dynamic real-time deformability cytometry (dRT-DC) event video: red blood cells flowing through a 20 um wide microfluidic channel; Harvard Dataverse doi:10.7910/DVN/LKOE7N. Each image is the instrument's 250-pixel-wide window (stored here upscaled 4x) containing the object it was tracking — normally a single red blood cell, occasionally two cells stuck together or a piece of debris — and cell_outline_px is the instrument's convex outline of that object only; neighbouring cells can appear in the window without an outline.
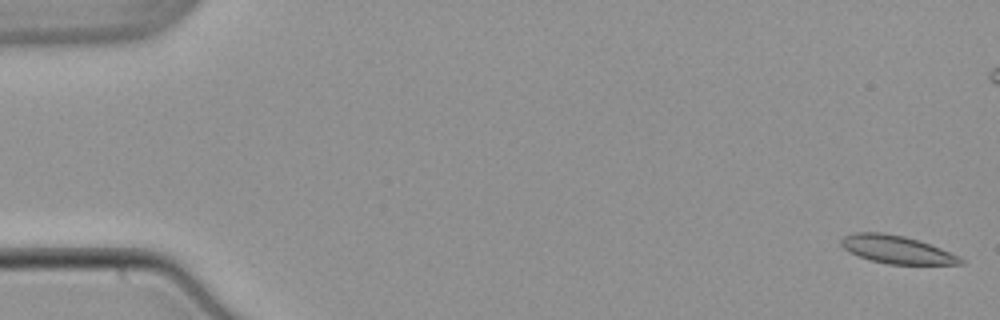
{"species": "common noctule bat (a hibernating species)", "species_latin": "Nyctalus noctula", "temperature_condition": "warm", "stored_images_in_passage": 54, "camera_frame_rate_fps": 3000, "um_per_image_px": 0.085, "animal": {"sex": "male", "body_mass_g": 21.5, "forearm_length_mm": 52.0}, "frame": {"image": 1, "passage_image": 1, "time_ms": 0.0, "image_size_px": [1000, 320], "cell_outline_px": [[964, 264], [888, 264], [872, 260], [860, 256], [844, 248], [840, 244], [840, 240], [844, 236], [856, 232], [880, 232], [904, 236], [940, 248], [960, 256], [964, 260]], "centroid_in_image_um": [76.23, 21.21], "position_along_channel_um": 8.8, "area_um2": 19.07}}
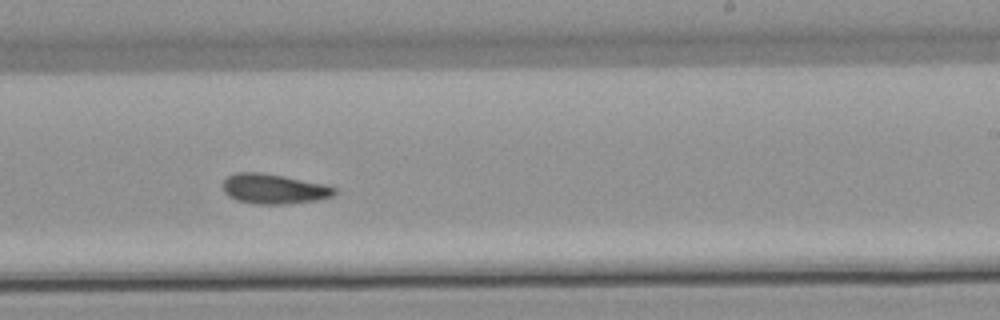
{"frame": {"image": 2, "passage_image": 33, "time_ms": 10.667, "image_size_px": [1000, 320], "cell_outline_px": [[336, 192], [332, 196], [316, 200], [288, 204], [256, 204], [236, 200], [228, 196], [224, 192], [224, 180], [228, 176], [236, 172], [260, 172], [284, 176], [324, 184], [336, 188]], "centroid_in_image_um": [23.27, 16.05], "position_along_channel_um": 265.7, "area_um2": 19.42}}
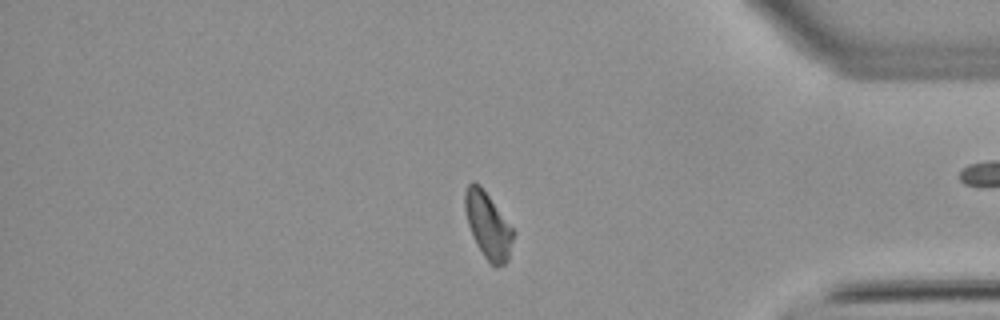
{"frame": {"image": 3, "passage_image": 45, "time_ms": 14.667, "image_size_px": [1000, 320], "cell_outline_px": [[516, 232], [508, 260], [504, 264], [496, 268], [484, 256], [476, 244], [472, 236], [468, 224], [464, 208], [464, 192], [468, 184], [472, 180], [480, 184]], "centroid_in_image_um": [41.48, 19.14], "position_along_channel_um": 393.7, "area_um2": 18.84}, "authors_computed_cell_mechanics": {"area_um2": 19.1029, "velocity_mm_per_s": 3.8489, "shape_relaxation_time_tau1_ms": null, "shape_relaxation_time_tau2_ms": 7.6494, "deformation_change_tau1": null, "deformation_change_tau2": 0.1418}}